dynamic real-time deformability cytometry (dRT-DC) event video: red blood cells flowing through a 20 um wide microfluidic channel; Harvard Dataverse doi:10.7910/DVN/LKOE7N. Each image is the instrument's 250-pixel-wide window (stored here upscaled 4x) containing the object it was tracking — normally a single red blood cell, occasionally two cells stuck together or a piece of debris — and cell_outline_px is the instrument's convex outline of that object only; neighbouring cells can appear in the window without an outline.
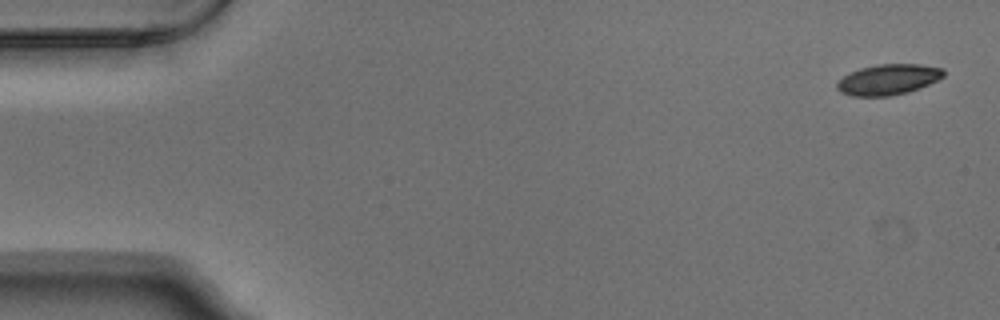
{"species": "Egyptian fruit bat (a non-hibernating species)", "species_latin": "Rousettus aegyptiacus", "temperature_condition": "warm", "stored_images_in_passage": 4, "camera_frame_rate_fps": 3000, "um_per_image_px": 0.085, "animal": {"sex": "male"}, "frame": {"image": 1, "passage_image": 1, "time_ms": 0.0, "image_size_px": [1000, 320], "cell_outline_px": [[944, 76], [920, 88], [908, 92], [888, 96], [852, 96], [840, 92], [836, 88], [836, 84], [844, 76], [860, 68], [876, 64], [920, 64], [944, 68]], "centroid_in_image_um": [75.5, 6.76], "position_along_channel_um": 9.5, "area_um2": 18.96}}
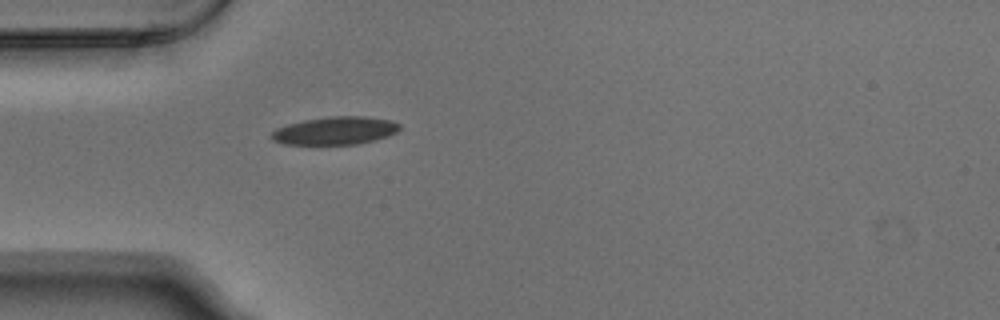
{"frame": {"image": 2, "passage_image": 4, "time_ms": 1.0, "image_size_px": [1000, 320], "cell_outline_px": [[400, 128], [396, 132], [388, 136], [356, 144], [284, 144], [272, 140], [268, 136], [276, 128], [288, 124], [304, 120], [328, 116], [364, 116], [392, 120], [400, 124]], "centroid_in_image_um": [28.46, 11.1], "position_along_channel_um": 56.5, "area_um2": 20.87}}